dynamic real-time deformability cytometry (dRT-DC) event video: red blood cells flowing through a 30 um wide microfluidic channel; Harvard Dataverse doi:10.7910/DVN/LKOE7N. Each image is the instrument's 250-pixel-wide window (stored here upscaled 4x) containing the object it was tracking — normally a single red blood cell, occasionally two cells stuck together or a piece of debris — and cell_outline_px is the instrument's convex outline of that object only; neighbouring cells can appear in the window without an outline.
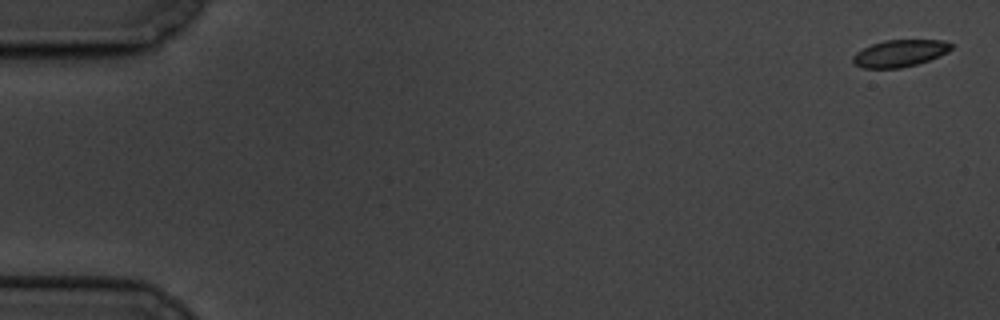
{"species": "common noctule bat (a hibernating species)", "species_latin": "Nyctalus noctula", "temperature_condition": "cold", "stored_images_in_passage": 6, "camera_frame_rate_fps": 3000, "um_per_image_px": 0.085, "animal": {"sex": "male", "body_mass_g": 19.5, "forearm_length_mm": 54.6}, "frame": {"image": 1, "passage_image": 1, "time_ms": 0.0, "image_size_px": [1000, 320], "cell_outline_px": [[952, 48], [948, 52], [940, 56], [916, 64], [900, 68], [864, 68], [856, 64], [852, 60], [852, 56], [856, 52], [872, 44], [884, 40], [944, 40], [952, 44]], "centroid_in_image_um": [76.49, 4.52], "position_along_channel_um": 8.5, "area_um2": 15.37}}
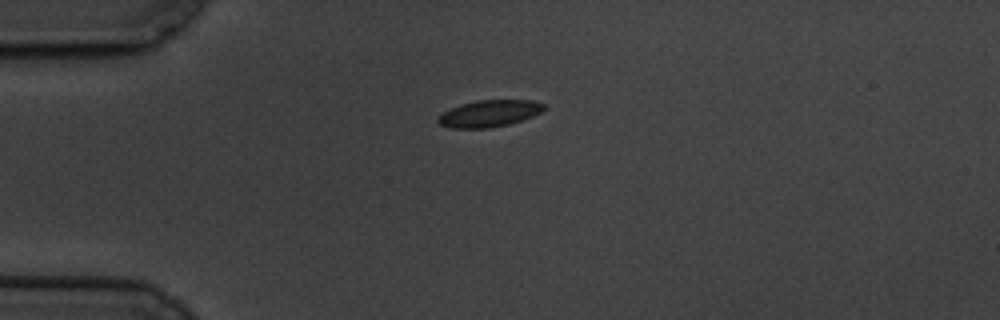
{"frame": {"image": 2, "passage_image": 5, "time_ms": 4.667, "image_size_px": [1000, 320], "cell_outline_px": [[544, 108], [540, 112], [532, 116], [508, 124], [488, 128], [452, 128], [440, 124], [436, 120], [436, 116], [460, 104], [476, 100], [532, 100], [544, 104]], "centroid_in_image_um": [41.54, 9.64], "position_along_channel_um": 43.5, "area_um2": 16.36}}